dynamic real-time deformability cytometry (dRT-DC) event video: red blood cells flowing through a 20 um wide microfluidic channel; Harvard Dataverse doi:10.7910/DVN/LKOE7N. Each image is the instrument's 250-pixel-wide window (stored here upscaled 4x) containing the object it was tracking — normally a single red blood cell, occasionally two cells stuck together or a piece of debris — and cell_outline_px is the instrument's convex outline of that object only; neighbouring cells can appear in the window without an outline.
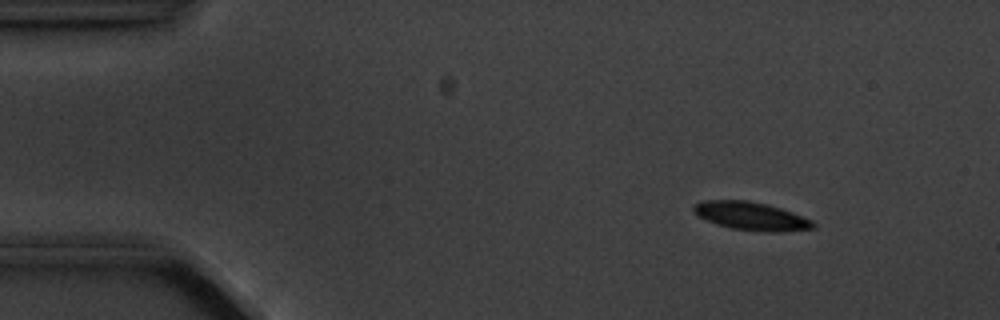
{"species": "common noctule bat (a hibernating species)", "species_latin": "Nyctalus noctula", "temperature_condition": "cold", "stored_images_in_passage": 4, "camera_frame_rate_fps": 3000, "um_per_image_px": 0.085, "animal": {"sex": "male", "body_mass_g": 20.1, "forearm_length_mm": 53.5}, "frame": {"image": 1, "passage_image": 1, "time_ms": 0.0, "image_size_px": [1000, 320], "cell_outline_px": [[816, 228], [776, 232], [768, 232], [732, 228], [708, 220], [692, 212], [692, 204], [704, 200], [748, 200], [780, 208], [792, 212], [812, 220], [816, 224]], "centroid_in_image_um": [63.85, 18.35], "position_along_channel_um": 21.2, "area_um2": 19.42}}
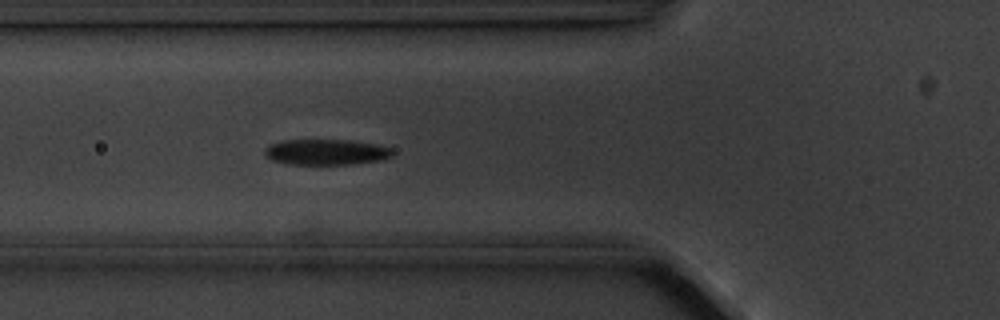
{"frame": {"image": 2, "passage_image": 4, "time_ms": 4.333, "image_size_px": [1000, 320], "cell_outline_px": [[392, 156], [384, 160], [352, 164], [288, 164], [272, 160], [264, 152], [272, 144], [280, 140], [352, 140], [376, 144], [392, 148]], "centroid_in_image_um": [27.79, 12.92], "position_along_channel_um": 98.0, "area_um2": 19.07}}